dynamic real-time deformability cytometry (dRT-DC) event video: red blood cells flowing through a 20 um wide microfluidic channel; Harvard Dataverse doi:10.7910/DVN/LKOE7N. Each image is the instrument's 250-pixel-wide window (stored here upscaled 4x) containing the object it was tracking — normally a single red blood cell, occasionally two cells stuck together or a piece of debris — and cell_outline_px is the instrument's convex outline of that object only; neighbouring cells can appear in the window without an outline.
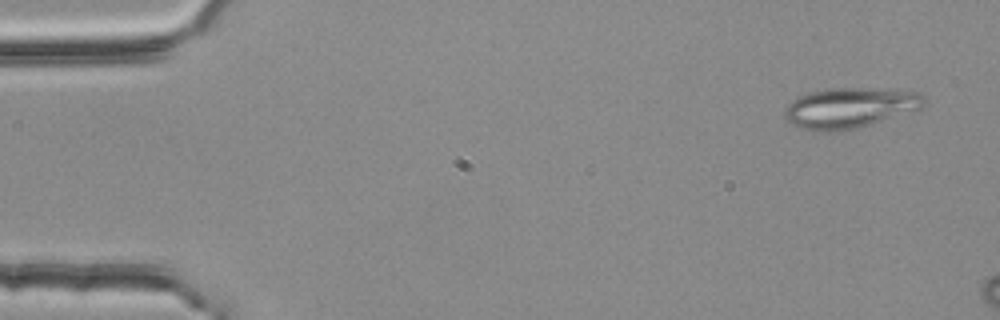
{"species": "common noctule bat (a hibernating species)", "species_latin": "Nyctalus noctula", "temperature_condition": "room temperature", "stored_images_in_passage": 5, "camera_frame_rate_fps": 3000, "um_per_image_px": 0.085, "animal": {"sex": "female", "body_mass_g": 25.1}, "frame": {"image": 1, "passage_image": 5, "time_ms": 1.333, "image_size_px": [1000, 320], "cell_outline_px": [[924, 104], [920, 108], [856, 128], [832, 132], [812, 132], [800, 128], [792, 124], [784, 116], [784, 108], [792, 100], [800, 96], [812, 92], [828, 88], [904, 88], [920, 92], [924, 96]], "centroid_in_image_um": [72.23, 9.15], "position_along_channel_um": 12.8, "area_um2": 33.06}}